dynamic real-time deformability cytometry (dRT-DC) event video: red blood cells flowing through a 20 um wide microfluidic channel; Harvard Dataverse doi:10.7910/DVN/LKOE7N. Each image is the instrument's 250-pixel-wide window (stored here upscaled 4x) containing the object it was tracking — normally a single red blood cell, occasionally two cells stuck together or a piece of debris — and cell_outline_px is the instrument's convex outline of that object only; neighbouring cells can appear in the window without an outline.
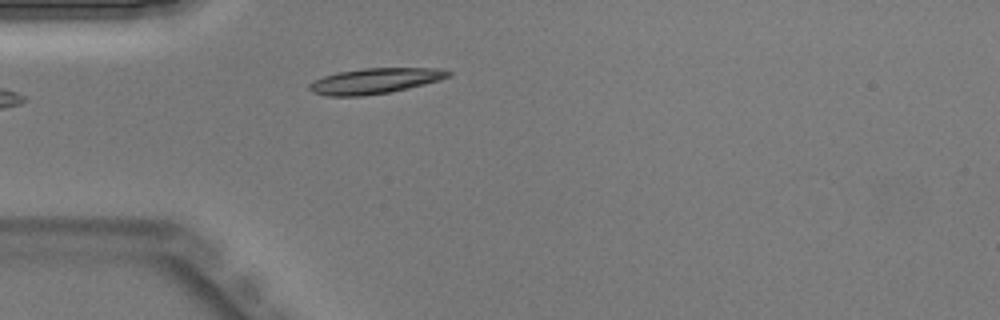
{"species": "Egyptian fruit bat (a non-hibernating species)", "species_latin": "Rousettus aegyptiacus", "temperature_condition": "warm", "stored_images_in_passage": 28, "camera_frame_rate_fps": 3000, "um_per_image_px": 0.085, "animal": {"sex": "male"}, "frame": {"image": 1, "passage_image": 1, "time_ms": 0.0, "image_size_px": [1000, 320], "cell_outline_px": [[452, 72], [448, 76], [440, 80], [408, 88], [388, 92], [364, 96], [328, 96], [312, 92], [308, 88], [308, 84], [312, 80], [324, 76], [340, 72], [364, 68], [432, 68]], "centroid_in_image_um": [31.8, 6.88], "position_along_channel_um": 53.2, "area_um2": 20.46}}
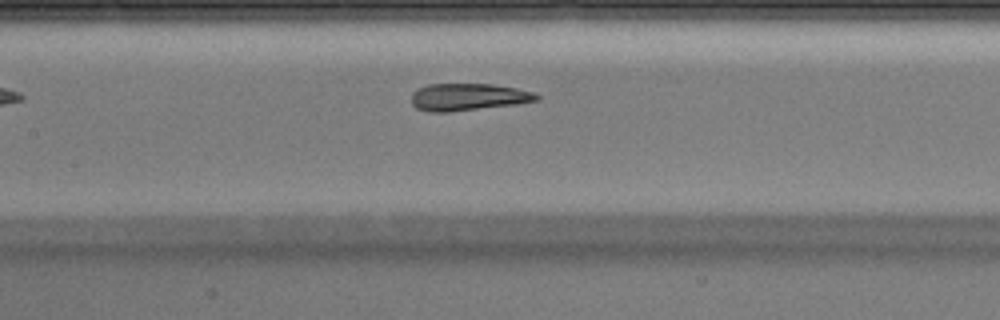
{"frame": {"image": 2, "passage_image": 9, "time_ms": 2.667, "image_size_px": [1000, 320], "cell_outline_px": [[540, 100], [516, 104], [448, 112], [428, 112], [416, 108], [412, 104], [412, 92], [428, 84], [492, 84], [516, 88], [536, 92], [540, 96]], "centroid_in_image_um": [39.81, 8.24], "position_along_channel_um": 167.6, "area_um2": 19.88}}